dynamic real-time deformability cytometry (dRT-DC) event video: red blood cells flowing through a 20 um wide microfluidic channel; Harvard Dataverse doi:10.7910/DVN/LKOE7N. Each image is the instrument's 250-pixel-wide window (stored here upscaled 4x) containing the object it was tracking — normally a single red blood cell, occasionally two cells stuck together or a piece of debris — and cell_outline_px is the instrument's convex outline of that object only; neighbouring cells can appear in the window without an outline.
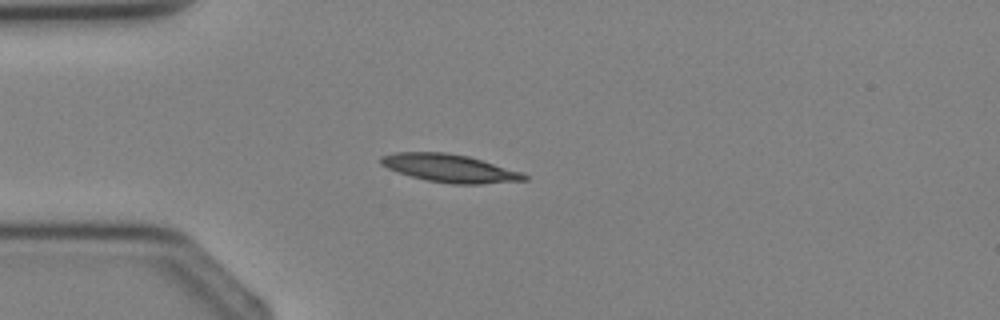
{"species": "Egyptian fruit bat (a non-hibernating species)", "species_latin": "Rousettus aegyptiacus", "temperature_condition": "cold", "stored_images_in_passage": 2, "camera_frame_rate_fps": 3000, "um_per_image_px": 0.085, "animal": {"sex": "female"}, "frame": {"image": 1, "passage_image": 2, "time_ms": 1.333, "image_size_px": [1000, 320], "cell_outline_px": [[528, 180], [480, 184], [452, 184], [428, 180], [412, 176], [388, 168], [380, 164], [380, 156], [396, 152], [448, 152], [468, 156], [524, 172], [528, 176]], "centroid_in_image_um": [38.27, 14.29], "position_along_channel_um": 46.7, "area_um2": 23.35}}